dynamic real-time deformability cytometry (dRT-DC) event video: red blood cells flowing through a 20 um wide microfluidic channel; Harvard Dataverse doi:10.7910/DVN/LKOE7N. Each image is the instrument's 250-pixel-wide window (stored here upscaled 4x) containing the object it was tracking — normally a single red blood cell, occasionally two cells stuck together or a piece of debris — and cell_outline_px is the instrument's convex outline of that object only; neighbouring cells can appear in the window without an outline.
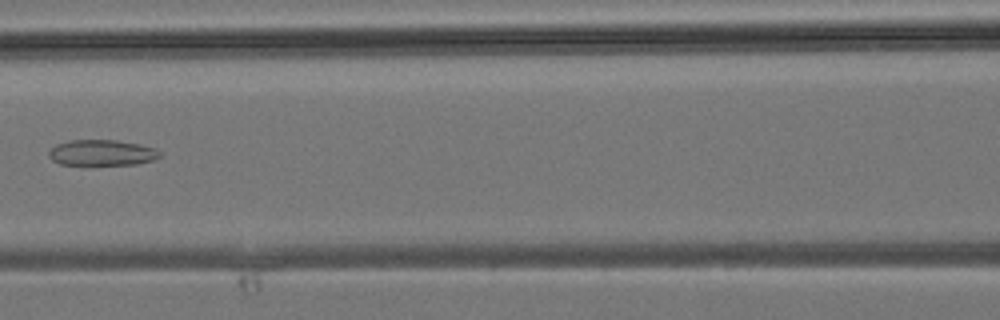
{"species": "common noctule bat (a hibernating species)", "species_latin": "Nyctalus noctula", "temperature_condition": "room temperature", "stored_images_in_passage": 30, "segment_of_instrument_passage": [2, 2], "camera_frame_rate_fps": 3000, "um_per_image_px": 0.085, "animal": {"sex": "male", "body_mass_g": 19.2, "forearm_length_mm": 51.8}, "frame": {"image": 1, "passage_image": 10, "time_ms": 3.0, "image_size_px": [1000, 320], "cell_outline_px": [[160, 156], [152, 160], [136, 164], [60, 164], [52, 160], [48, 156], [48, 152], [56, 144], [72, 140], [116, 140], [140, 144], [156, 148], [160, 152]], "centroid_in_image_um": [8.66, 12.97], "position_along_channel_um": 157.9, "area_um2": 16.53}}
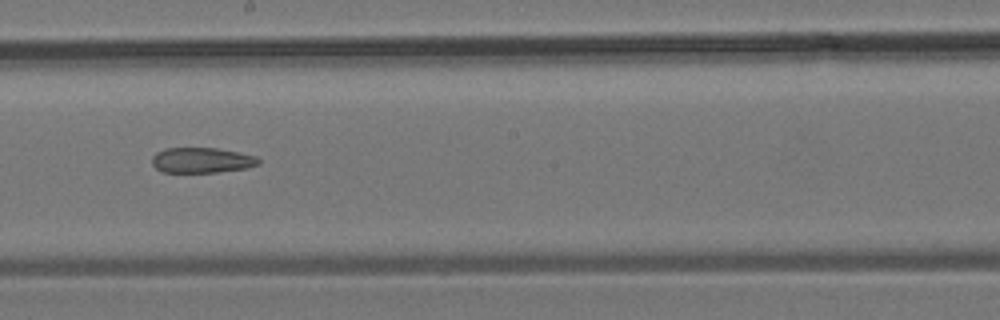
{"frame": {"image": 2, "passage_image": 14, "time_ms": 4.333, "image_size_px": [1000, 320], "cell_outline_px": [[260, 164], [244, 168], [216, 172], [164, 172], [156, 168], [152, 164], [152, 156], [156, 152], [164, 148], [216, 148], [256, 156], [260, 160]], "centroid_in_image_um": [17.12, 13.61], "position_along_channel_um": 231.1, "area_um2": 15.61}}
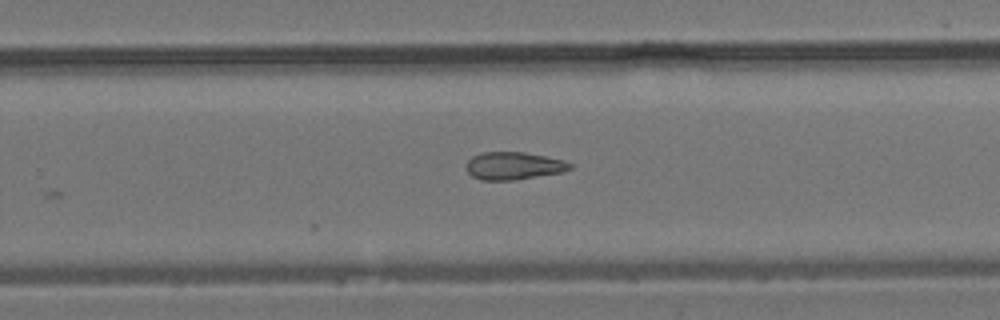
{"frame": {"image": 3, "passage_image": 17, "time_ms": 5.333, "image_size_px": [1000, 320], "cell_outline_px": [[572, 168], [560, 172], [512, 180], [484, 180], [472, 176], [468, 172], [464, 164], [472, 156], [484, 152], [524, 152], [564, 160], [572, 164]], "centroid_in_image_um": [43.62, 14.08], "position_along_channel_um": 286.2, "area_um2": 16.53}}